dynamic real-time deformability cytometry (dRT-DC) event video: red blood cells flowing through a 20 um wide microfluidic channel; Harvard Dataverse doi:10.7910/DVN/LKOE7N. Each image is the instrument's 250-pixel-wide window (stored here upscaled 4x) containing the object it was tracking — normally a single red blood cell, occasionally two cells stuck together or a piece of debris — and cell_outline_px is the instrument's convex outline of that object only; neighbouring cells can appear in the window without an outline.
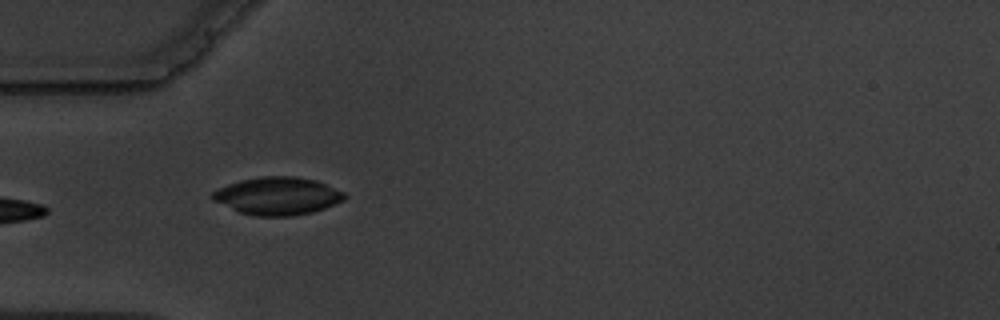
{"species": "common noctule bat (a hibernating species)", "species_latin": "Nyctalus noctula", "temperature_condition": "warm", "stored_images_in_passage": 5, "camera_frame_rate_fps": 3000, "um_per_image_px": 0.085, "animal": {"sex": "male", "body_mass_g": 19.5, "forearm_length_mm": 54.6}, "frame": {"image": 1, "passage_image": 4, "time_ms": 6.333, "image_size_px": [1000, 320], "cell_outline_px": [[348, 196], [344, 200], [324, 208], [312, 212], [288, 216], [256, 216], [240, 212], [212, 200], [208, 196], [216, 188], [240, 180], [260, 176], [296, 176], [316, 180], [344, 192]], "centroid_in_image_um": [23.56, 16.64], "position_along_channel_um": 61.4, "area_um2": 29.13}}
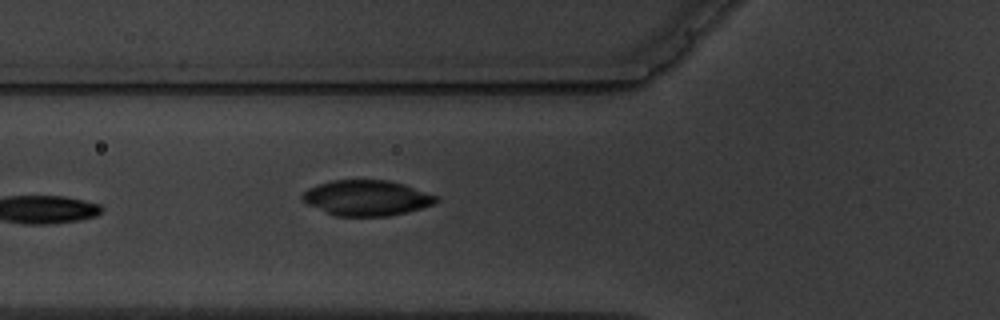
{"frame": {"image": 2, "passage_image": 5, "time_ms": 7.333, "image_size_px": [1000, 320], "cell_outline_px": [[440, 200], [432, 204], [408, 212], [388, 216], [336, 216], [308, 204], [300, 200], [300, 196], [308, 188], [332, 180], [388, 180], [404, 184], [436, 196]], "centroid_in_image_um": [31.14, 16.82], "position_along_channel_um": 94.7, "area_um2": 27.46}}